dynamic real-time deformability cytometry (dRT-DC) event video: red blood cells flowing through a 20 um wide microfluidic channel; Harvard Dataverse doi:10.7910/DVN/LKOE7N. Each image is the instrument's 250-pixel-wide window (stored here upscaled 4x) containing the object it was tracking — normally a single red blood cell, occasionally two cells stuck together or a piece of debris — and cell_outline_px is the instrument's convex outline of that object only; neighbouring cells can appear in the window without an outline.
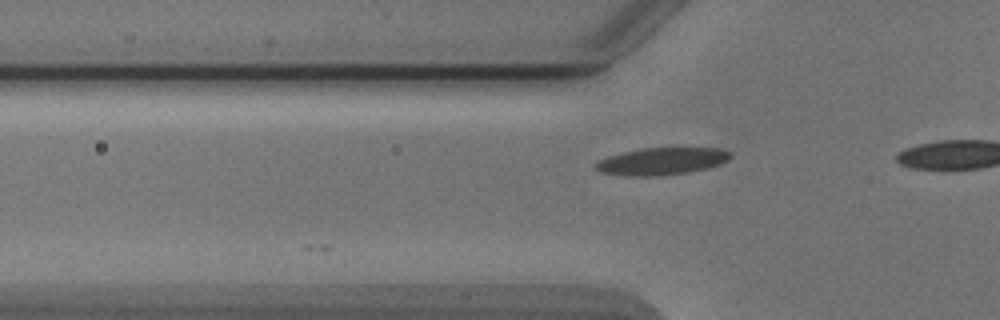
{"species": "Egyptian fruit bat (a non-hibernating species)", "species_latin": "Rousettus aegyptiacus", "temperature_condition": "cold", "stored_images_in_passage": 9, "camera_frame_rate_fps": 3000, "um_per_image_px": 0.085, "animal": {"sex": "male"}, "frame": {"image": 1, "passage_image": 9, "time_ms": 2.667, "image_size_px": [1000, 320], "cell_outline_px": [[732, 156], [728, 160], [720, 164], [708, 168], [688, 172], [656, 176], [628, 176], [600, 172], [592, 164], [596, 160], [608, 156], [624, 152], [644, 148], [720, 148], [728, 152]], "centroid_in_image_um": [56.21, 13.71], "position_along_channel_um": 69.6, "area_um2": 21.39}}